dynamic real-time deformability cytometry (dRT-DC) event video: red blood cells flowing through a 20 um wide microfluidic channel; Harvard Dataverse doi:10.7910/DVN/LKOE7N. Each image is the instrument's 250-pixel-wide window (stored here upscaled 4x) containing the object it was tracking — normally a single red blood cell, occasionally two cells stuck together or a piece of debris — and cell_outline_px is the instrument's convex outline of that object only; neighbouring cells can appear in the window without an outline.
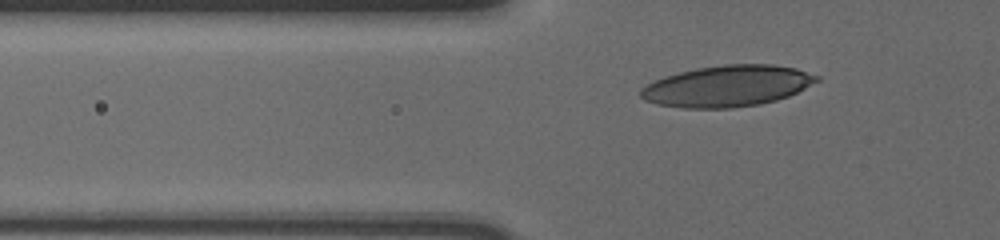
{"species": "human", "species_latin": "Homo sapiens", "temperature_condition": "cold", "stored_images_in_passage": 44, "camera_frame_rate_fps": 3000, "um_per_image_px": 0.085, "donor": {"sex": "male"}, "frame": {"image": 1, "passage_image": 13, "time_ms": 4.0, "image_size_px": [1000, 240], "cell_outline_px": [[820, 80], [788, 96], [776, 100], [760, 104], [732, 108], [684, 108], [656, 104], [644, 100], [640, 96], [640, 88], [664, 76], [696, 68], [724, 64], [772, 64], [796, 68], [820, 76]], "centroid_in_image_um": [61.82, 7.31], "position_along_channel_um": 64.0, "area_um2": 42.31}}
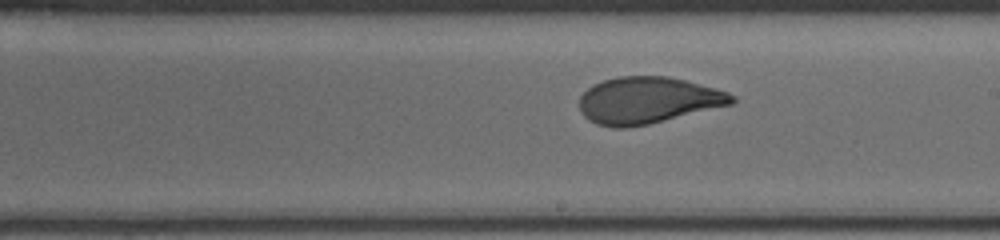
{"frame": {"image": 2, "passage_image": 28, "time_ms": 9.0, "image_size_px": [1000, 240], "cell_outline_px": [[736, 100], [732, 104], [648, 124], [624, 128], [616, 128], [596, 124], [588, 120], [580, 112], [580, 96], [592, 84], [604, 80], [620, 76], [668, 76], [716, 88], [728, 92], [736, 96]], "centroid_in_image_um": [55.05, 8.52], "position_along_channel_um": 233.9, "area_um2": 41.38}}
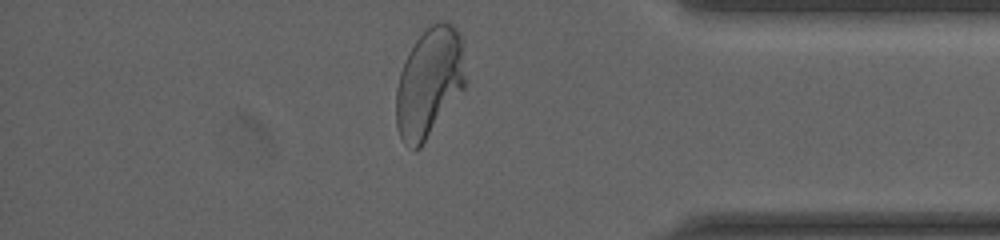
{"frame": {"image": 3, "passage_image": 43, "time_ms": 14.0, "image_size_px": [1000, 240], "cell_outline_px": [[464, 88], [420, 148], [412, 148], [404, 144], [396, 128], [396, 88], [400, 72], [408, 52], [416, 40], [432, 24], [440, 20], [452, 24], [456, 28], [460, 36], [464, 76]], "centroid_in_image_um": [36.45, 7.03], "position_along_channel_um": 398.8, "area_um2": 43.64}, "authors_computed_cell_mechanics": {"area_um2": 41.327, "velocity_mm_per_s": 3.6181, "shape_relaxation_time_tau1_ms": 4.4809, "shape_relaxation_time_tau2_ms": 0.7222, "deformation_change_tau1": 0.1715, "deformation_change_tau2": 0.0641}}